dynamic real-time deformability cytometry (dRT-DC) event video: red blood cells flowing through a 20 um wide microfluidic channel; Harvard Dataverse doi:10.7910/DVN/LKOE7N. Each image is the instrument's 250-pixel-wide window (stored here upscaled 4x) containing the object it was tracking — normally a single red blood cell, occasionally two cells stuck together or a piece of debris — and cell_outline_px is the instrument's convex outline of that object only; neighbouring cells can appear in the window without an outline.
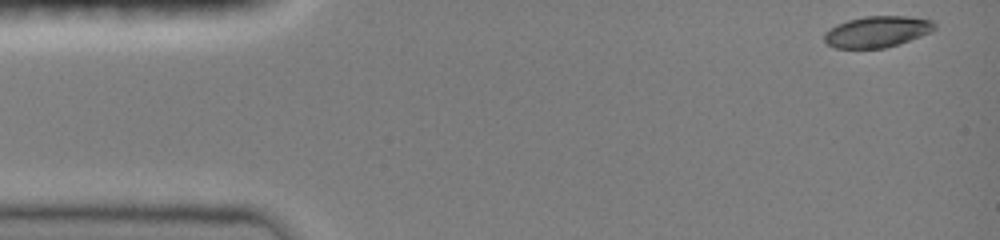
{"species": "common noctule bat (a hibernating species)", "species_latin": "Nyctalus noctula", "temperature_condition": "room temperature", "stored_images_in_passage": 67, "camera_frame_rate_fps": 3000, "um_per_image_px": 0.085, "animal": {"sex": "female", "body_mass_g": 19.0, "forearm_length_mm": 51.5}, "frame": {"image": 1, "passage_image": 1, "time_ms": 0.0, "image_size_px": [1000, 240], "cell_outline_px": [[936, 28], [932, 32], [884, 48], [836, 48], [828, 44], [824, 40], [824, 32], [836, 24], [848, 20], [864, 16], [908, 16], [932, 20], [936, 24]], "centroid_in_image_um": [74.55, 2.68], "position_along_channel_um": 10.4, "area_um2": 20.0}}
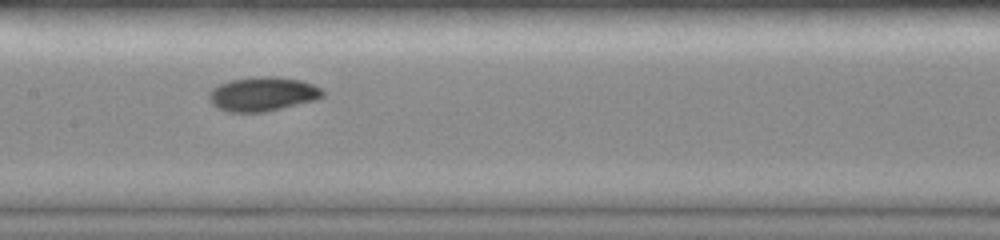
{"frame": {"image": 2, "passage_image": 37, "time_ms": 7.0, "image_size_px": [1000, 240], "cell_outline_px": [[324, 96], [316, 100], [264, 112], [228, 112], [212, 104], [208, 100], [208, 92], [212, 88], [220, 84], [232, 80], [256, 76], [276, 76], [300, 80], [312, 84], [320, 88], [324, 92]], "centroid_in_image_um": [22.31, 7.99], "position_along_channel_um": 185.1, "area_um2": 22.66}}
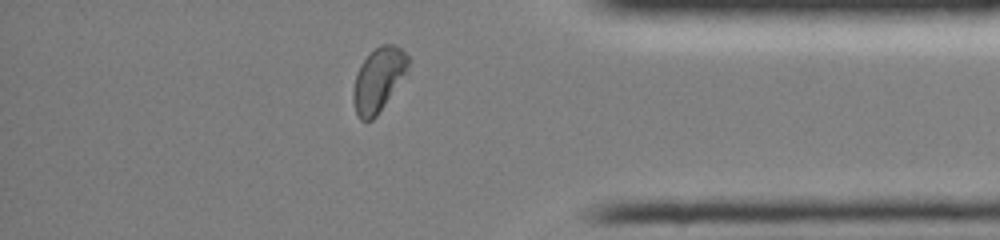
{"frame": {"image": 3, "passage_image": 61, "time_ms": 12.667, "image_size_px": [1000, 240], "cell_outline_px": [[412, 60], [408, 68], [376, 116], [372, 120], [360, 120], [356, 112], [352, 100], [352, 92], [356, 76], [360, 64], [380, 44], [392, 44], [400, 48]], "centroid_in_image_um": [32.15, 6.75], "position_along_channel_um": 403.1, "area_um2": 19.94}, "authors_computed_cell_mechanics": {"area_um2": 21.3282, "velocity_mm_per_s": 4.0182, "shape_relaxation_time_tau1_ms": 5.2553, "shape_relaxation_time_tau2_ms": 1.9936, "deformation_change_tau1": 0.1682, "deformation_change_tau2": 0.0406}}